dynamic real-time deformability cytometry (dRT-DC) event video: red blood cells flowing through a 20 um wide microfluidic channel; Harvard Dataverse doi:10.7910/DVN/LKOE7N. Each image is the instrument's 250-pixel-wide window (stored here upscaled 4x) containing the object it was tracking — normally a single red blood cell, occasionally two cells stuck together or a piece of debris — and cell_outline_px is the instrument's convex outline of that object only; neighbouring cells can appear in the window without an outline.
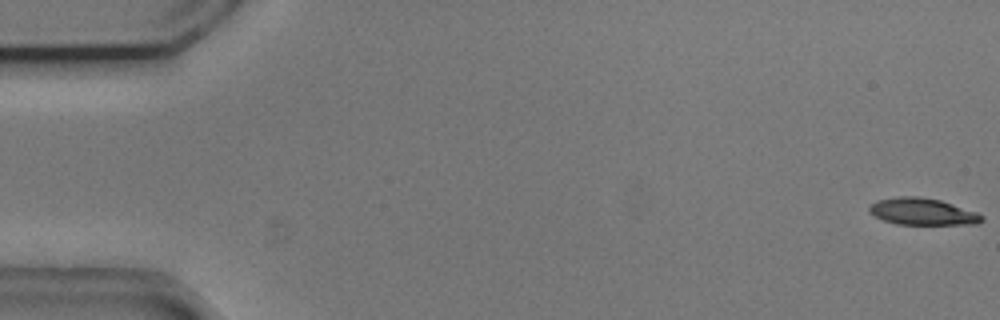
{"species": "common noctule bat (a hibernating species)", "species_latin": "Nyctalus noctula", "temperature_condition": "cold", "stored_images_in_passage": 15, "camera_frame_rate_fps": 3000, "um_per_image_px": 0.085, "animal": {"sex": "male", "body_mass_g": 20.5, "forearm_length_mm": 52.5}, "frame": {"image": 1, "passage_image": 1, "time_ms": 0.0, "image_size_px": [1000, 320], "cell_outline_px": [[984, 220], [976, 224], [896, 224], [884, 220], [868, 212], [868, 208], [876, 200], [900, 196], [920, 196], [940, 200], [976, 212], [984, 216]], "centroid_in_image_um": [78.4, 17.98], "position_along_channel_um": 6.6, "area_um2": 17.51}}